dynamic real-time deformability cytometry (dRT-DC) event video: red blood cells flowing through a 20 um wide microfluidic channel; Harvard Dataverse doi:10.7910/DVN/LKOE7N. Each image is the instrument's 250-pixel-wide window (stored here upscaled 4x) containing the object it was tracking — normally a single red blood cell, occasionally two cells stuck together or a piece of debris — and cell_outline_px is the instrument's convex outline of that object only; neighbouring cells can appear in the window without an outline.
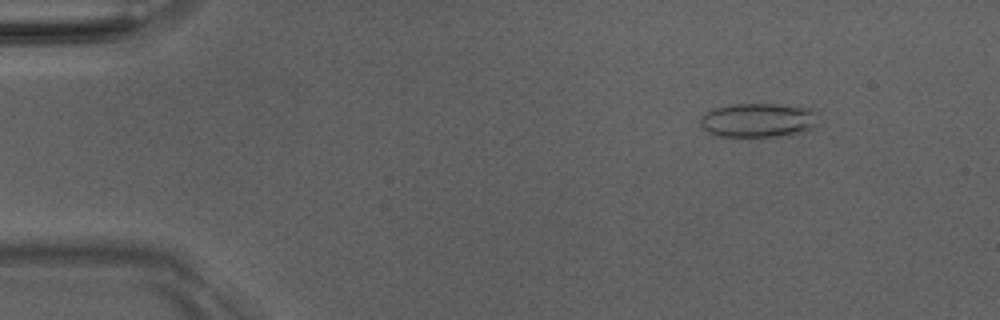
{"species": "Egyptian fruit bat (a non-hibernating species)", "species_latin": "Rousettus aegyptiacus", "temperature_condition": "room temperature", "stored_images_in_passage": 13, "camera_frame_rate_fps": 3000, "um_per_image_px": 0.085, "animal": {"sex": "male"}, "frame": {"image": 1, "passage_image": 6, "time_ms": 1.667, "image_size_px": [1000, 320], "cell_outline_px": [[820, 112], [816, 128], [800, 132], [776, 136], [748, 140], [716, 136], [700, 128], [700, 116], [704, 112], [712, 108], [732, 104], [776, 104], [816, 108]], "centroid_in_image_um": [64.44, 10.25], "position_along_channel_um": 20.6, "area_um2": 24.97}}